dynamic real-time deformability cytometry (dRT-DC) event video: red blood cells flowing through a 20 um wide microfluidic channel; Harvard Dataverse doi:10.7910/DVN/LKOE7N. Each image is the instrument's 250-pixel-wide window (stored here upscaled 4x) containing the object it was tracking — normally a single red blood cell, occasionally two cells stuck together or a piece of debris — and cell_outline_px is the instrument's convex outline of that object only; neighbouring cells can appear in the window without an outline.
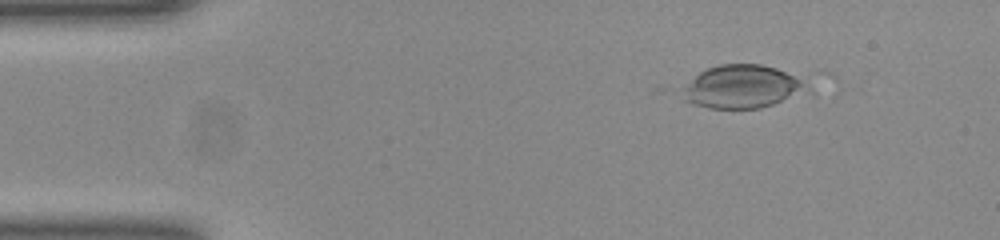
{"species": "common noctule bat (a hibernating species)", "species_latin": "Nyctalus noctula", "temperature_condition": "room temperature", "stored_images_in_passage": 3, "camera_frame_rate_fps": 3000, "um_per_image_px": 0.085, "animal": {"sex": "female", "body_mass_g": 23.0, "forearm_length_mm": 53.4}, "frame": {"image": 1, "passage_image": 1, "time_ms": 0.0, "image_size_px": [1000, 240], "cell_outline_px": [[816, 96], [760, 108], [708, 108], [692, 104], [684, 100], [684, 88], [700, 72], [708, 68], [720, 64], [760, 64], [776, 68], [808, 84]], "centroid_in_image_um": [63.29, 7.42], "position_along_channel_um": 21.7, "area_um2": 32.08}}